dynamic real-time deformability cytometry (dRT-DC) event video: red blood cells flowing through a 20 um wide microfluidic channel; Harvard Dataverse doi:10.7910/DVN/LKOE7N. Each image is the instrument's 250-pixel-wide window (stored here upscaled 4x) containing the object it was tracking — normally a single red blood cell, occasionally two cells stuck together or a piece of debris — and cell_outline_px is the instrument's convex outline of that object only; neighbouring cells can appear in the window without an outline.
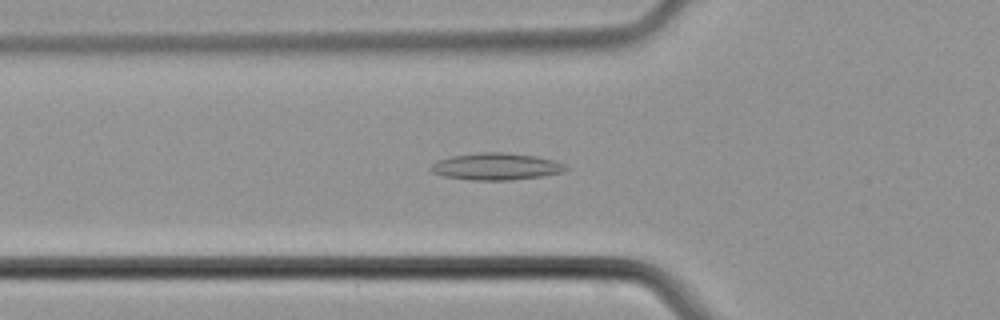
{"species": "common noctule bat (a hibernating species)", "species_latin": "Nyctalus noctula", "temperature_condition": "cold", "stored_images_in_passage": 48, "camera_frame_rate_fps": 3000, "um_per_image_px": 0.085, "animal": {"sex": "male", "body_mass_g": 21.5, "forearm_length_mm": 52.0}, "frame": {"image": 1, "passage_image": 17, "time_ms": 5.333, "image_size_px": [1000, 320], "cell_outline_px": [[568, 168], [564, 172], [540, 176], [512, 180], [472, 180], [444, 176], [432, 172], [428, 168], [432, 164], [440, 160], [452, 156], [480, 152], [500, 152], [536, 156], [552, 160], [564, 164]], "centroid_in_image_um": [42.16, 14.15], "position_along_channel_um": 83.6, "area_um2": 20.98}}
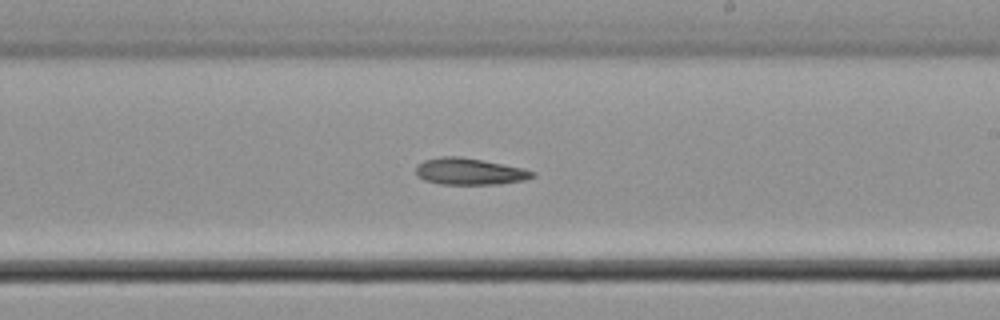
{"frame": {"image": 2, "passage_image": 29, "time_ms": 9.333, "image_size_px": [1000, 320], "cell_outline_px": [[536, 176], [524, 180], [500, 184], [440, 184], [424, 180], [416, 176], [416, 164], [424, 160], [440, 156], [460, 156], [520, 168], [536, 172]], "centroid_in_image_um": [39.85, 14.58], "position_along_channel_um": 249.1, "area_um2": 18.03}}
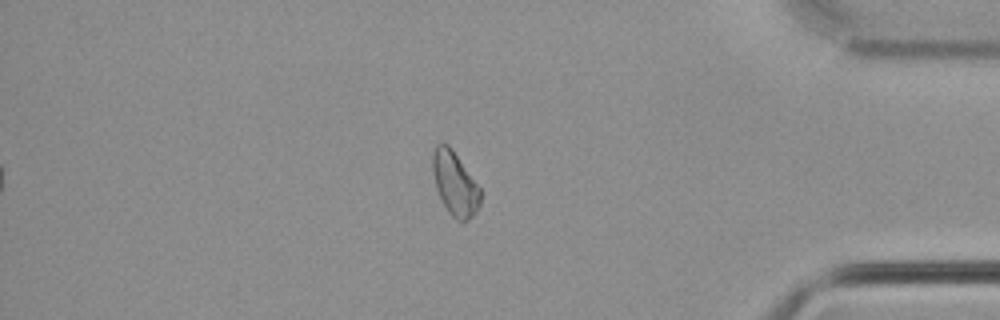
{"frame": {"image": 3, "passage_image": 42, "time_ms": 13.667, "image_size_px": [1000, 320], "cell_outline_px": [[480, 204], [476, 212], [468, 220], [460, 224], [448, 212], [436, 188], [432, 172], [432, 152], [436, 144], [448, 144], [452, 148], [480, 188]], "centroid_in_image_um": [38.65, 15.62], "position_along_channel_um": 396.5, "area_um2": 17.8}}